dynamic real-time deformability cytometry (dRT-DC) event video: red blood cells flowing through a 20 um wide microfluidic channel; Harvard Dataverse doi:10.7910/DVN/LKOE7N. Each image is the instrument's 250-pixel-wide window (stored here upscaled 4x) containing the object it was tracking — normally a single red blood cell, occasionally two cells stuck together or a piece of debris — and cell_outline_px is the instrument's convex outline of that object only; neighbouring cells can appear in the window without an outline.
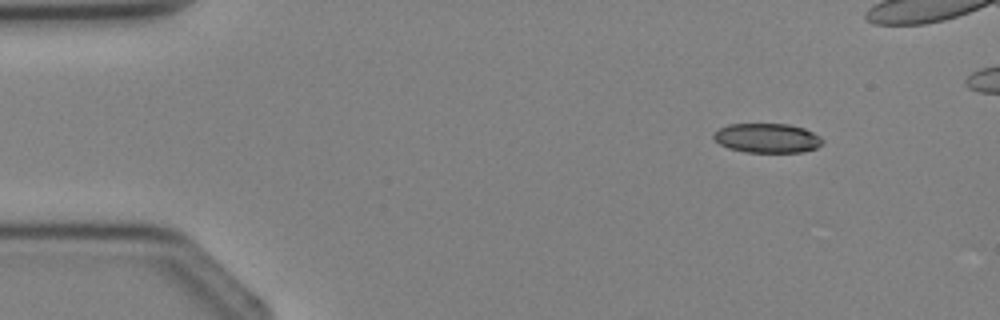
{"species": "Egyptian fruit bat (a non-hibernating species)", "species_latin": "Rousettus aegyptiacus", "temperature_condition": "cold", "stored_images_in_passage": 4, "camera_frame_rate_fps": 3000, "um_per_image_px": 0.085, "animal": {"sex": "female"}, "frame": {"image": 1, "passage_image": 4, "time_ms": 4.333, "image_size_px": [1000, 320], "cell_outline_px": [[824, 144], [816, 148], [804, 152], [744, 152], [728, 148], [720, 144], [712, 136], [720, 128], [728, 124], [788, 124], [804, 128], [820, 136], [824, 140]], "centroid_in_image_um": [65.25, 11.74], "position_along_channel_um": 19.8, "area_um2": 18.73}}